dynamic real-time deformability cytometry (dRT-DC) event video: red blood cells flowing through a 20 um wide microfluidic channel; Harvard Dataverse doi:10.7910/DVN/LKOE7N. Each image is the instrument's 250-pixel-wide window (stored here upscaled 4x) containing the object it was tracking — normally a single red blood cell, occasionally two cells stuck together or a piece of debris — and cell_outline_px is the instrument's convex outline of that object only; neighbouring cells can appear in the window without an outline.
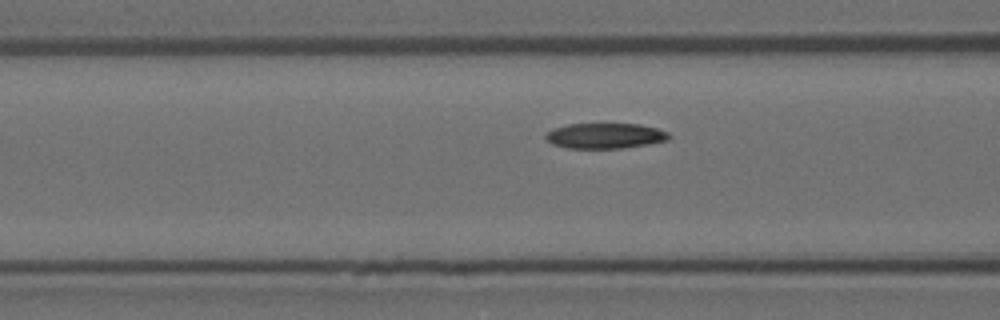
{"species": "Egyptian fruit bat (a non-hibernating species)", "species_latin": "Rousettus aegyptiacus", "temperature_condition": "room temperature", "stored_images_in_passage": 23, "camera_frame_rate_fps": 3000, "um_per_image_px": 0.085, "animal": {"sex": "female"}, "frame": {"image": 1, "passage_image": 14, "time_ms": 4.333, "image_size_px": [1000, 320], "cell_outline_px": [[672, 136], [668, 140], [648, 144], [620, 148], [568, 148], [552, 144], [544, 136], [544, 132], [552, 128], [568, 124], [640, 124], [656, 128], [668, 132]], "centroid_in_image_um": [51.41, 11.53], "position_along_channel_um": 115.2, "area_um2": 18.32}}
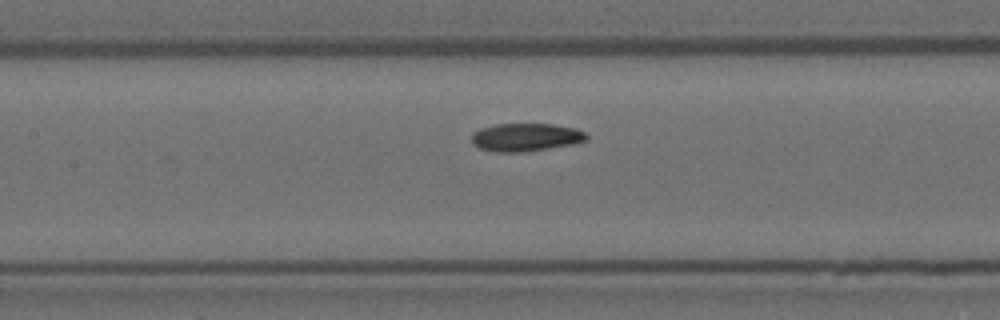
{"frame": {"image": 2, "passage_image": 18, "time_ms": 5.667, "image_size_px": [1000, 320], "cell_outline_px": [[588, 140], [572, 144], [524, 152], [496, 152], [480, 148], [472, 144], [472, 132], [480, 128], [496, 124], [552, 124], [576, 128], [588, 132]], "centroid_in_image_um": [44.71, 11.66], "position_along_channel_um": 162.7, "area_um2": 18.9}}
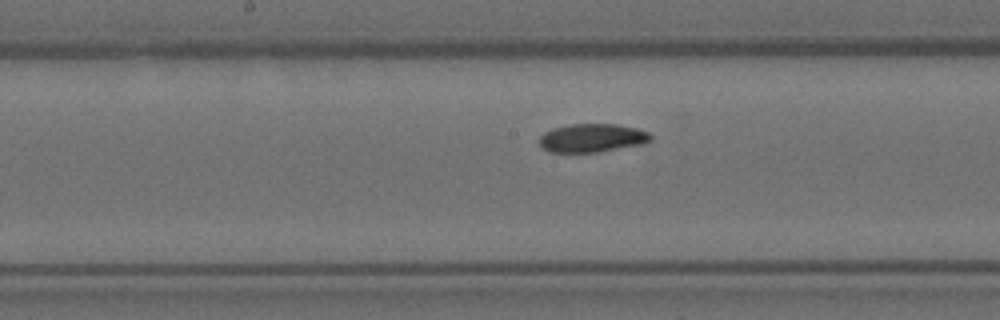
{"frame": {"image": 3, "passage_image": 21, "time_ms": 6.667, "image_size_px": [1000, 320], "cell_outline_px": [[652, 140], [644, 144], [600, 152], [548, 152], [540, 144], [540, 136], [544, 132], [552, 128], [568, 124], [616, 124], [636, 128], [648, 132], [652, 136]], "centroid_in_image_um": [50.35, 11.73], "position_along_channel_um": 197.9, "area_um2": 18.61}}